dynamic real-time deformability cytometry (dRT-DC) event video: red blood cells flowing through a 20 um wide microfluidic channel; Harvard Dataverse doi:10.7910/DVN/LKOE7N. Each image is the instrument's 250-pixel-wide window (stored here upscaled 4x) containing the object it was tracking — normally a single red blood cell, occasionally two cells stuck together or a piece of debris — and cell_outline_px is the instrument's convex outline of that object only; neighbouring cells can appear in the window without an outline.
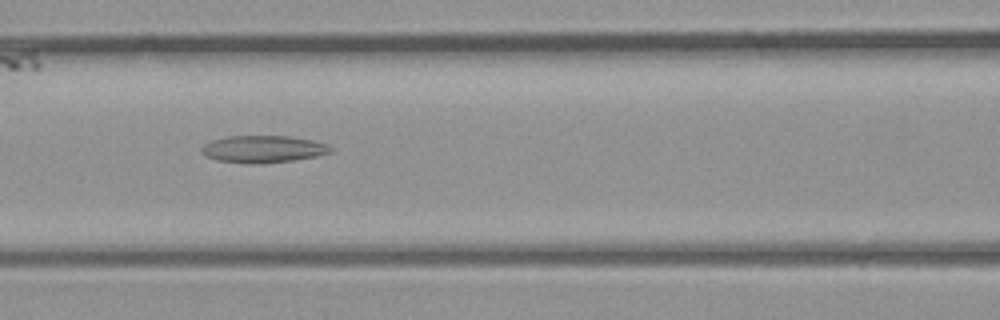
{"species": "common noctule bat (a hibernating species)", "species_latin": "Nyctalus noctula", "temperature_condition": "room temperature", "stored_images_in_passage": 37, "camera_frame_rate_fps": 3000, "um_per_image_px": 0.085, "animal": {"sex": "male", "body_mass_g": 23.1, "forearm_length_mm": 52.7}, "frame": {"image": 1, "passage_image": 14, "time_ms": 4.333, "image_size_px": [1000, 320], "cell_outline_px": [[332, 152], [320, 156], [296, 160], [264, 164], [248, 164], [216, 160], [204, 156], [200, 152], [200, 148], [204, 144], [212, 140], [228, 136], [288, 136], [312, 140], [324, 144], [332, 148]], "centroid_in_image_um": [22.34, 12.69], "position_along_channel_um": 144.3, "area_um2": 20.75}}
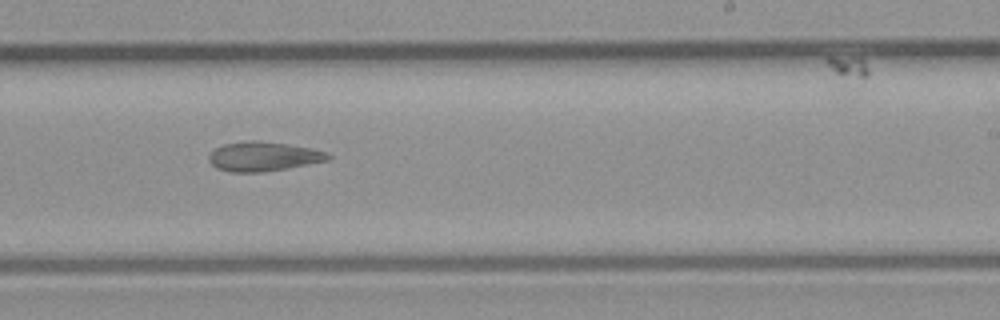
{"frame": {"image": 2, "passage_image": 21, "time_ms": 6.667, "image_size_px": [1000, 320], "cell_outline_px": [[332, 156], [328, 160], [288, 168], [264, 172], [228, 172], [216, 168], [208, 160], [208, 156], [216, 148], [224, 144], [244, 140], [260, 140], [288, 144], [308, 148], [324, 152]], "centroid_in_image_um": [22.33, 13.3], "position_along_channel_um": 266.7, "area_um2": 20.4}}
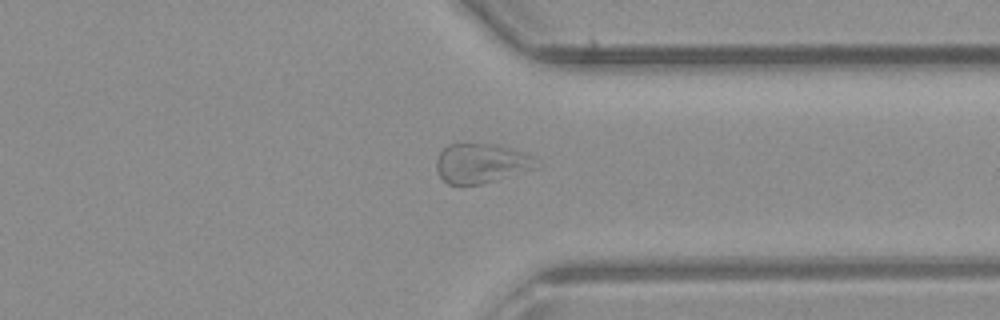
{"frame": {"image": 3, "passage_image": 27, "time_ms": 8.667, "image_size_px": [1000, 320], "cell_outline_px": [[536, 168], [496, 180], [480, 184], [448, 184], [440, 176], [436, 168], [436, 160], [440, 152], [448, 144], [488, 144], [508, 148], [532, 156]], "centroid_in_image_um": [40.84, 13.89], "position_along_channel_um": 370.6, "area_um2": 22.43}}